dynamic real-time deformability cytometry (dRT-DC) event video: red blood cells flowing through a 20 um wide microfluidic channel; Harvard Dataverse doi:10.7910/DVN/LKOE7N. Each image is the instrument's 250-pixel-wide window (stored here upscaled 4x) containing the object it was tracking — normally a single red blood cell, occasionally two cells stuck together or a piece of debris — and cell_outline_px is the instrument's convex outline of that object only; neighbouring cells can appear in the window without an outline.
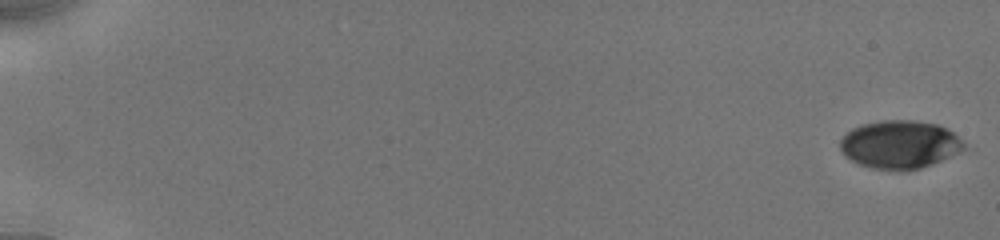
{"species": "human", "species_latin": "Homo sapiens", "temperature_condition": "cold", "stored_images_in_passage": 55, "camera_frame_rate_fps": 3000, "um_per_image_px": 0.085, "donor": {"sex": "male"}, "frame": {"image": 1, "passage_image": 1, "time_ms": 0.0, "image_size_px": [1000, 240], "cell_outline_px": [[964, 148], [960, 152], [932, 164], [920, 168], [900, 172], [872, 168], [860, 164], [852, 160], [840, 148], [840, 140], [852, 128], [860, 124], [884, 120], [912, 120], [936, 124], [948, 128], [964, 144]], "centroid_in_image_um": [76.48, 12.29], "position_along_channel_um": 8.5, "area_um2": 34.62}}
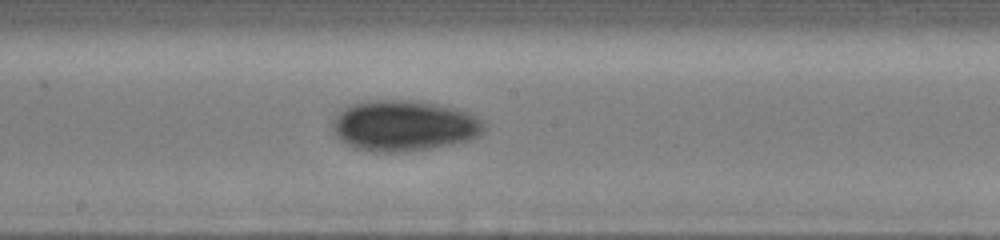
{"frame": {"image": 2, "passage_image": 32, "time_ms": 10.333, "image_size_px": [1000, 240], "cell_outline_px": [[488, 128], [480, 136], [472, 140], [452, 144], [428, 148], [400, 152], [372, 152], [356, 148], [344, 144], [332, 132], [332, 124], [336, 116], [340, 112], [352, 104], [376, 100], [416, 100], [456, 108], [468, 112], [484, 120]], "centroid_in_image_um": [34.39, 10.69], "position_along_channel_um": 213.8, "area_um2": 45.2}}
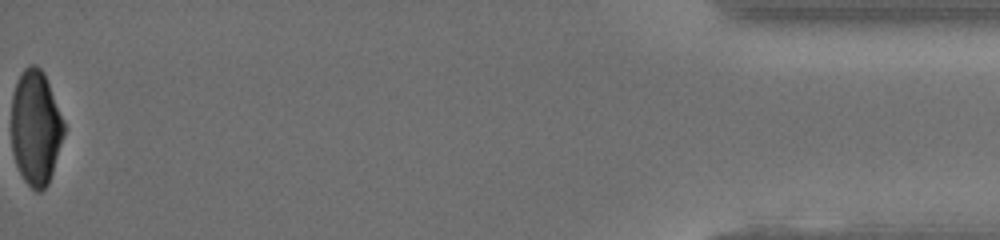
{"frame": {"image": 3, "passage_image": 55, "time_ms": 18.0, "image_size_px": [1000, 240], "cell_outline_px": [[64, 132], [52, 172], [48, 184], [40, 192], [36, 192], [24, 180], [16, 164], [12, 152], [12, 96], [16, 84], [24, 68], [28, 64], [36, 64], [44, 72], [64, 120]], "centroid_in_image_um": [3.03, 10.83], "position_along_channel_um": 432.2, "area_um2": 34.97}, "authors_computed_cell_mechanics": {"area_um2": 39.2462, "velocity_mm_per_s": 3.9229, "shape_relaxation_time_tau1_ms": 2.6745, "shape_relaxation_time_tau2_ms": null, "deformation_change_tau1": 0.1053, "deformation_change_tau2": null}}